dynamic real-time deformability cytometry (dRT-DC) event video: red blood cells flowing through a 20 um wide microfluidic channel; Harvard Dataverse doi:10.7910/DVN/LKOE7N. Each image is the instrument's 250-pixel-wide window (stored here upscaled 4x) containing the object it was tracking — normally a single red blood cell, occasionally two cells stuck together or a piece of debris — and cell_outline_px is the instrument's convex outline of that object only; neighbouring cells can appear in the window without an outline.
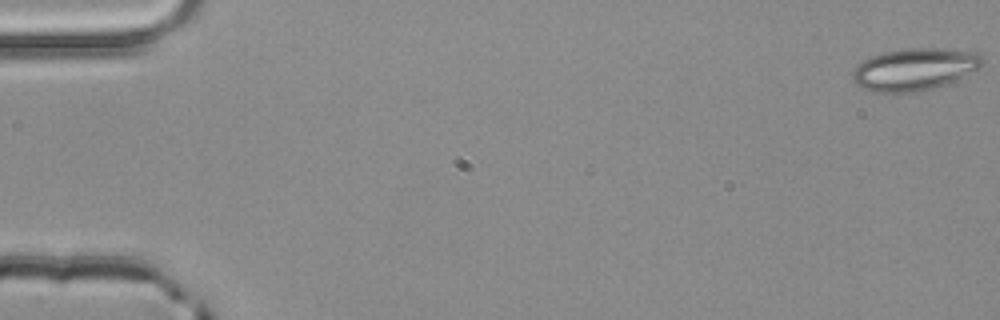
{"species": "common noctule bat (a hibernating species)", "species_latin": "Nyctalus noctula", "temperature_condition": "room temperature", "stored_images_in_passage": 5, "camera_frame_rate_fps": 3000, "um_per_image_px": 0.085, "animal": {"sex": "male", "body_mass_g": 20.4}, "frame": {"image": 1, "passage_image": 1, "time_ms": 0.0, "image_size_px": [1000, 320], "cell_outline_px": [[984, 64], [980, 68], [948, 84], [916, 92], [872, 92], [860, 88], [852, 80], [852, 72], [856, 64], [860, 60], [884, 52], [908, 48], [936, 48], [976, 52], [984, 56]], "centroid_in_image_um": [77.72, 5.89], "position_along_channel_um": 7.3, "area_um2": 32.31}}